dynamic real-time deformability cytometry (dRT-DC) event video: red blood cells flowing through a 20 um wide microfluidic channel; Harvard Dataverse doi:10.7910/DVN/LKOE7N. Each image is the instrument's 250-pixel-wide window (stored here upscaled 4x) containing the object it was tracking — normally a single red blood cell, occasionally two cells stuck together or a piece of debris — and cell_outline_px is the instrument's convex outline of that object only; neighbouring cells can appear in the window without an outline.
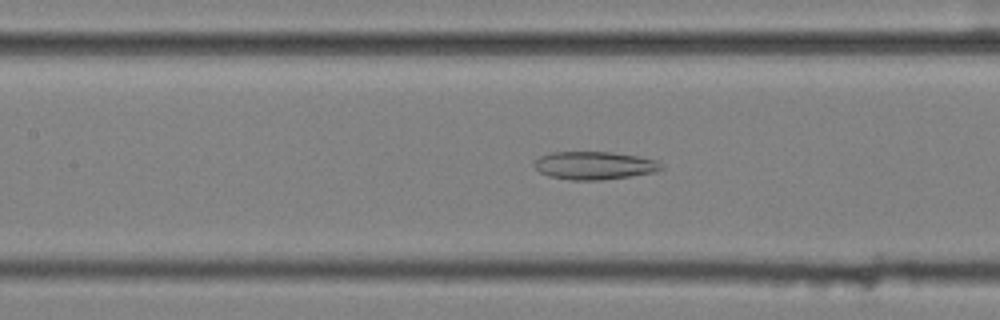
{"species": "common noctule bat (a hibernating species)", "species_latin": "Nyctalus noctula", "temperature_condition": "cold", "stored_images_in_passage": 57, "camera_frame_rate_fps": 3000, "um_per_image_px": 0.085, "animal": {"sex": "female", "body_mass_g": 25.1}, "frame": {"image": 1, "passage_image": 26, "time_ms": 8.333, "image_size_px": [1000, 320], "cell_outline_px": [[664, 168], [656, 172], [600, 180], [572, 180], [548, 176], [540, 172], [532, 164], [540, 156], [552, 152], [612, 152], [636, 156], [656, 160], [664, 164]], "centroid_in_image_um": [50.53, 14.06], "position_along_channel_um": 156.9, "area_um2": 20.69}}
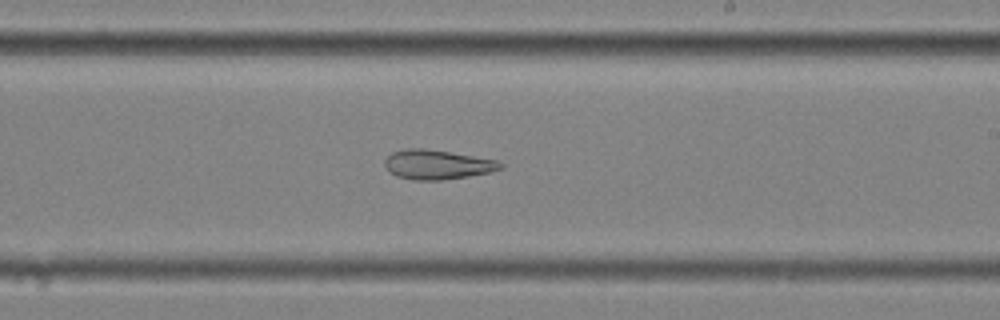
{"frame": {"image": 2, "passage_image": 34, "time_ms": 11.0, "image_size_px": [1000, 320], "cell_outline_px": [[504, 168], [488, 172], [468, 176], [440, 180], [412, 180], [396, 176], [388, 172], [384, 164], [384, 160], [392, 152], [404, 148], [424, 148], [496, 160], [504, 164]], "centroid_in_image_um": [37.11, 13.99], "position_along_channel_um": 251.9, "area_um2": 19.83}}
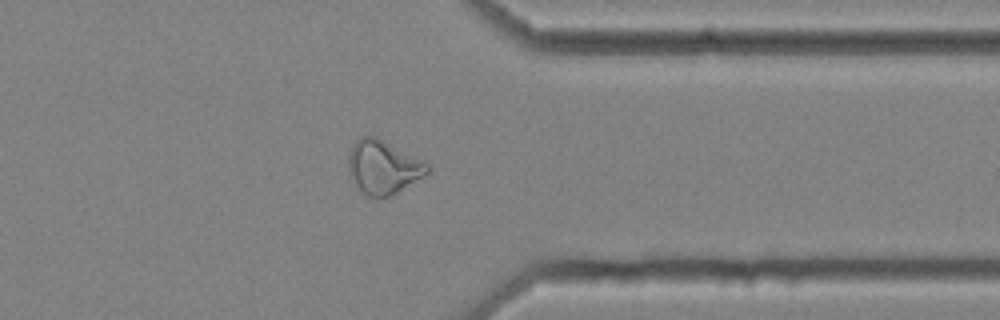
{"frame": {"image": 3, "passage_image": 45, "time_ms": 14.667, "image_size_px": [1000, 320], "cell_outline_px": [[432, 168], [428, 172], [392, 196], [368, 196], [360, 192], [348, 172], [348, 156], [352, 144], [360, 136], [376, 136], [424, 160]], "centroid_in_image_um": [32.55, 14.18], "position_along_channel_um": 378.8, "area_um2": 24.8}, "authors_computed_cell_mechanics": {"area_um2": 27.2238, "velocity_mm_per_s": 3.5715, "shape_relaxation_time_tau1_ms": null, "shape_relaxation_time_tau2_ms": 3.9078, "deformation_change_tau1": null, "deformation_change_tau2": 0.1373}}